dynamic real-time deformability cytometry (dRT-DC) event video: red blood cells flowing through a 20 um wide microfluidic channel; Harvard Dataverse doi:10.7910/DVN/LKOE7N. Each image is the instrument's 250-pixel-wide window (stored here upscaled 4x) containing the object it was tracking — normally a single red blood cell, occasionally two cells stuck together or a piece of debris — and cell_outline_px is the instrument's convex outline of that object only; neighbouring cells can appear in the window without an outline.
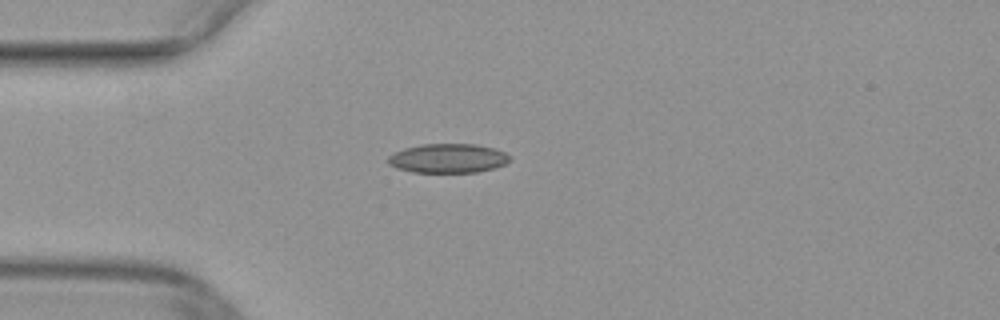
{"species": "common noctule bat (a hibernating species)", "species_latin": "Nyctalus noctula", "temperature_condition": "warm", "stored_images_in_passage": 28, "camera_frame_rate_fps": 3000, "um_per_image_px": 0.085, "animal": {"sex": "female", "body_mass_g": 29.2, "forearm_length_mm": 56.3}, "frame": {"image": 1, "passage_image": 1, "time_ms": 0.0, "image_size_px": [1000, 320], "cell_outline_px": [[512, 156], [504, 164], [492, 168], [476, 172], [412, 172], [396, 168], [388, 164], [388, 156], [404, 148], [420, 144], [476, 144], [496, 148]], "centroid_in_image_um": [38.07, 13.45], "position_along_channel_um": 46.9, "area_um2": 20.69}}
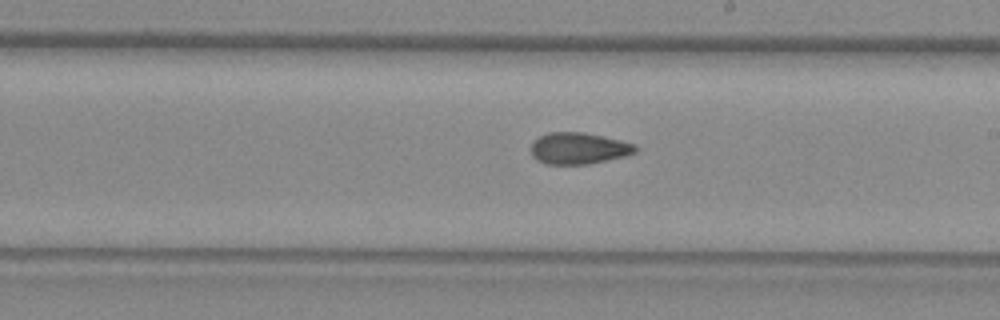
{"frame": {"image": 2, "passage_image": 16, "time_ms": 5.0, "image_size_px": [1000, 320], "cell_outline_px": [[636, 152], [624, 156], [588, 164], [548, 164], [536, 160], [532, 156], [532, 144], [540, 136], [548, 132], [584, 132], [604, 136], [636, 144]], "centroid_in_image_um": [49.19, 12.6], "position_along_channel_um": 239.8, "area_um2": 19.07}}
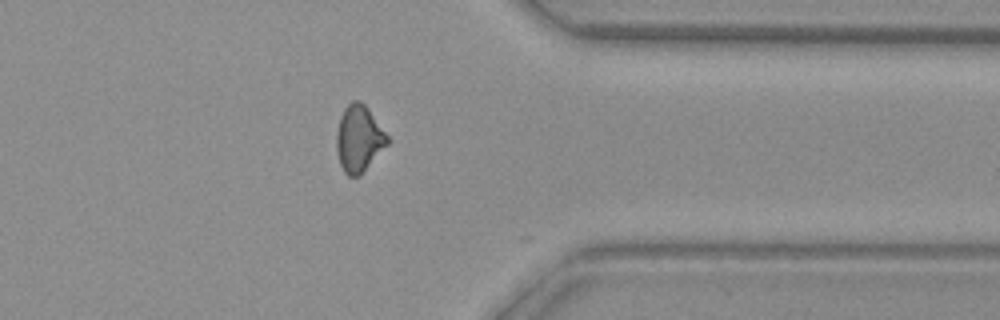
{"frame": {"image": 3, "passage_image": 27, "time_ms": 8.667, "image_size_px": [1000, 320], "cell_outline_px": [[388, 144], [360, 176], [348, 176], [344, 172], [340, 164], [336, 148], [336, 132], [340, 116], [344, 108], [352, 100], [360, 100], [368, 108], [388, 136]], "centroid_in_image_um": [30.49, 11.78], "position_along_channel_um": 380.9, "area_um2": 19.77}}